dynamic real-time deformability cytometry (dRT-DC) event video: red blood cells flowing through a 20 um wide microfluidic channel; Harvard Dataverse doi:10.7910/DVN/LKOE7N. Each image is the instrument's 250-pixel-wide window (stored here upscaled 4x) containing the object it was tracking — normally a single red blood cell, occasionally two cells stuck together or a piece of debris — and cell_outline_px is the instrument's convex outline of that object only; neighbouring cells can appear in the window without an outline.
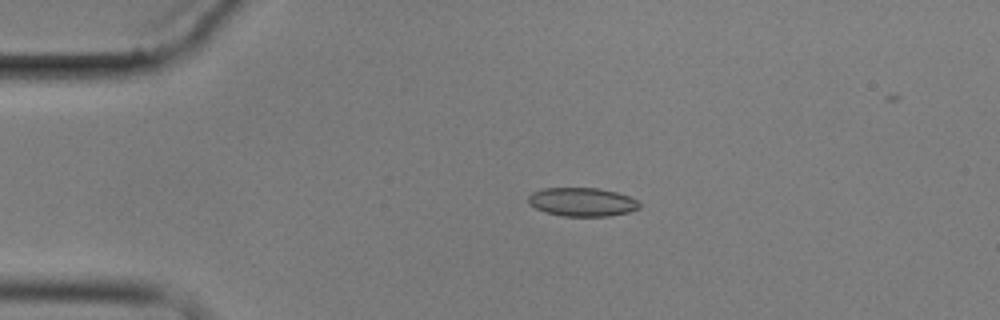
{"species": "common noctule bat (a hibernating species)", "species_latin": "Nyctalus noctula", "temperature_condition": "cold", "stored_images_in_passage": 6, "camera_frame_rate_fps": 3000, "um_per_image_px": 0.085, "animal": {"sex": "male", "body_mass_g": 17.9}, "frame": {"image": 1, "passage_image": 4, "time_ms": 3.667, "image_size_px": [1000, 320], "cell_outline_px": [[640, 208], [628, 212], [608, 216], [564, 216], [544, 212], [528, 204], [528, 196], [532, 192], [544, 188], [600, 188], [616, 192], [628, 196], [636, 200], [640, 204]], "centroid_in_image_um": [49.46, 17.16], "position_along_channel_um": 35.5, "area_um2": 18.55}}